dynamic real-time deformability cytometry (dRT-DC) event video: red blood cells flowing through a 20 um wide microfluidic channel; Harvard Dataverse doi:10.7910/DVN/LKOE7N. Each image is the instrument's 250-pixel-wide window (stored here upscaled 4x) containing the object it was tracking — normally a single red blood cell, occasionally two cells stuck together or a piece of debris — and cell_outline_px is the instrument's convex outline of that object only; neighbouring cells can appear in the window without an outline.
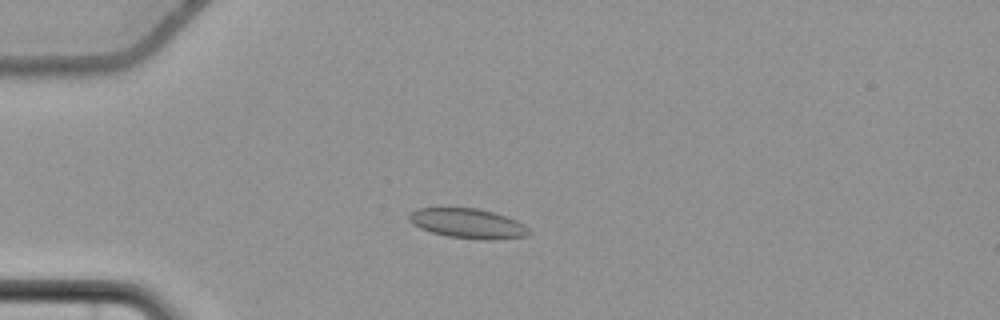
{"species": "common noctule bat (a hibernating species)", "species_latin": "Nyctalus noctula", "temperature_condition": "cold", "stored_images_in_passage": 60, "camera_frame_rate_fps": 3000, "um_per_image_px": 0.085, "animal": {"sex": "female", "body_mass_g": 22.7, "forearm_length_mm": 54.2}, "frame": {"image": 1, "passage_image": 18, "time_ms": 5.667, "image_size_px": [1000, 320], "cell_outline_px": [[532, 232], [528, 236], [448, 236], [432, 232], [420, 228], [412, 224], [408, 220], [408, 216], [412, 212], [420, 208], [476, 208], [496, 212], [516, 220], [524, 224]], "centroid_in_image_um": [39.7, 18.92], "position_along_channel_um": 45.3, "area_um2": 19.59}}
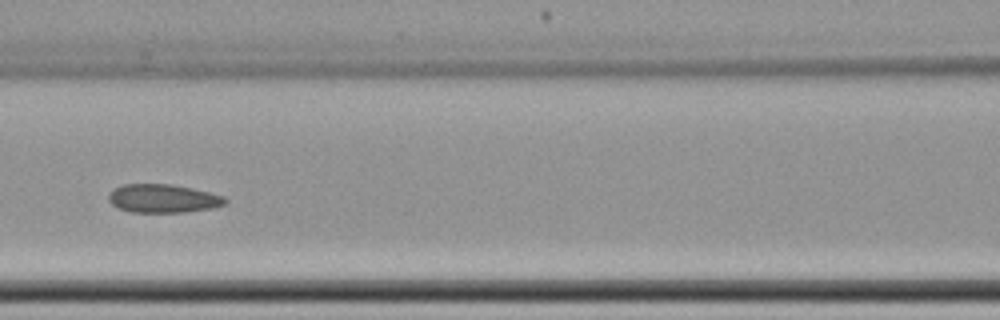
{"frame": {"image": 2, "passage_image": 29, "time_ms": 9.333, "image_size_px": [1000, 320], "cell_outline_px": [[228, 200], [224, 204], [212, 208], [184, 212], [132, 212], [120, 208], [112, 204], [108, 200], [108, 192], [124, 184], [172, 184], [192, 188], [224, 196]], "centroid_in_image_um": [13.85, 16.86], "position_along_channel_um": 152.7, "area_um2": 19.25}}
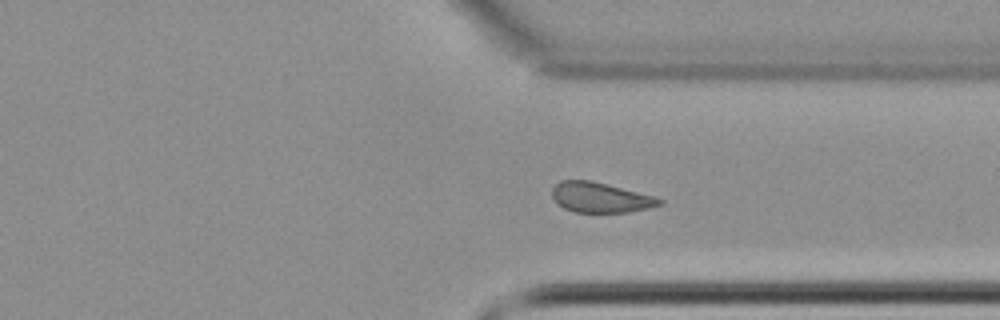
{"frame": {"image": 3, "passage_image": 46, "time_ms": 15.0, "image_size_px": [1000, 320], "cell_outline_px": [[664, 204], [648, 208], [628, 212], [572, 212], [556, 204], [552, 196], [552, 188], [560, 180], [592, 180], [656, 196], [664, 200]], "centroid_in_image_um": [51.04, 16.78], "position_along_channel_um": 360.4, "area_um2": 19.13}, "authors_computed_cell_mechanics": {"area_um2": 19.7676, "velocity_mm_per_s": 3.6508, "shape_relaxation_time_tau1_ms": null, "shape_relaxation_time_tau2_ms": 3.7576, "deformation_change_tau1": null, "deformation_change_tau2": 0.0779}}